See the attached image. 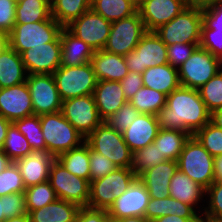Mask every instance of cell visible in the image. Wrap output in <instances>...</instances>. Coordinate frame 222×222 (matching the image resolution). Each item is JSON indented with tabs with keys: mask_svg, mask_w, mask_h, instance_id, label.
<instances>
[{
	"mask_svg": "<svg viewBox=\"0 0 222 222\" xmlns=\"http://www.w3.org/2000/svg\"><path fill=\"white\" fill-rule=\"evenodd\" d=\"M210 121L222 129V108H219L211 113Z\"/></svg>",
	"mask_w": 222,
	"mask_h": 222,
	"instance_id": "6f0895ef",
	"label": "cell"
},
{
	"mask_svg": "<svg viewBox=\"0 0 222 222\" xmlns=\"http://www.w3.org/2000/svg\"><path fill=\"white\" fill-rule=\"evenodd\" d=\"M10 124H11L10 121H8L7 119H5L3 116L0 115V150H2L3 148V144Z\"/></svg>",
	"mask_w": 222,
	"mask_h": 222,
	"instance_id": "9f6ffc18",
	"label": "cell"
},
{
	"mask_svg": "<svg viewBox=\"0 0 222 222\" xmlns=\"http://www.w3.org/2000/svg\"><path fill=\"white\" fill-rule=\"evenodd\" d=\"M93 97L103 121L115 114L128 101L119 81H97Z\"/></svg>",
	"mask_w": 222,
	"mask_h": 222,
	"instance_id": "cb8c5ba5",
	"label": "cell"
},
{
	"mask_svg": "<svg viewBox=\"0 0 222 222\" xmlns=\"http://www.w3.org/2000/svg\"><path fill=\"white\" fill-rule=\"evenodd\" d=\"M211 113L199 91L179 86L166 98L165 107L156 114L162 129H177L193 136L210 121Z\"/></svg>",
	"mask_w": 222,
	"mask_h": 222,
	"instance_id": "6da1fadb",
	"label": "cell"
},
{
	"mask_svg": "<svg viewBox=\"0 0 222 222\" xmlns=\"http://www.w3.org/2000/svg\"><path fill=\"white\" fill-rule=\"evenodd\" d=\"M130 1L138 10V8L143 4L145 0H128Z\"/></svg>",
	"mask_w": 222,
	"mask_h": 222,
	"instance_id": "e7e4bbea",
	"label": "cell"
},
{
	"mask_svg": "<svg viewBox=\"0 0 222 222\" xmlns=\"http://www.w3.org/2000/svg\"><path fill=\"white\" fill-rule=\"evenodd\" d=\"M28 86L34 115H42L61 111L62 99L58 93L53 74L27 75Z\"/></svg>",
	"mask_w": 222,
	"mask_h": 222,
	"instance_id": "5bb4252c",
	"label": "cell"
},
{
	"mask_svg": "<svg viewBox=\"0 0 222 222\" xmlns=\"http://www.w3.org/2000/svg\"><path fill=\"white\" fill-rule=\"evenodd\" d=\"M120 84L126 99L129 101L144 86L142 74L128 71V74L120 81Z\"/></svg>",
	"mask_w": 222,
	"mask_h": 222,
	"instance_id": "816d5d0a",
	"label": "cell"
},
{
	"mask_svg": "<svg viewBox=\"0 0 222 222\" xmlns=\"http://www.w3.org/2000/svg\"><path fill=\"white\" fill-rule=\"evenodd\" d=\"M215 178L222 181V155L215 158Z\"/></svg>",
	"mask_w": 222,
	"mask_h": 222,
	"instance_id": "91938a15",
	"label": "cell"
},
{
	"mask_svg": "<svg viewBox=\"0 0 222 222\" xmlns=\"http://www.w3.org/2000/svg\"><path fill=\"white\" fill-rule=\"evenodd\" d=\"M2 150L13 162L32 152L27 139L13 123L8 127Z\"/></svg>",
	"mask_w": 222,
	"mask_h": 222,
	"instance_id": "60d3db41",
	"label": "cell"
},
{
	"mask_svg": "<svg viewBox=\"0 0 222 222\" xmlns=\"http://www.w3.org/2000/svg\"><path fill=\"white\" fill-rule=\"evenodd\" d=\"M4 221L27 213L24 193H12L4 196Z\"/></svg>",
	"mask_w": 222,
	"mask_h": 222,
	"instance_id": "f907efd6",
	"label": "cell"
},
{
	"mask_svg": "<svg viewBox=\"0 0 222 222\" xmlns=\"http://www.w3.org/2000/svg\"><path fill=\"white\" fill-rule=\"evenodd\" d=\"M177 162L178 168L204 189L216 180L215 158L194 136L185 142Z\"/></svg>",
	"mask_w": 222,
	"mask_h": 222,
	"instance_id": "3957f363",
	"label": "cell"
},
{
	"mask_svg": "<svg viewBox=\"0 0 222 222\" xmlns=\"http://www.w3.org/2000/svg\"><path fill=\"white\" fill-rule=\"evenodd\" d=\"M90 181L100 179L117 169L116 165L106 156L90 147Z\"/></svg>",
	"mask_w": 222,
	"mask_h": 222,
	"instance_id": "7dc6e473",
	"label": "cell"
},
{
	"mask_svg": "<svg viewBox=\"0 0 222 222\" xmlns=\"http://www.w3.org/2000/svg\"><path fill=\"white\" fill-rule=\"evenodd\" d=\"M85 142L96 152L110 159L117 168H131L133 152L123 139L122 133L103 121Z\"/></svg>",
	"mask_w": 222,
	"mask_h": 222,
	"instance_id": "52a82bcc",
	"label": "cell"
},
{
	"mask_svg": "<svg viewBox=\"0 0 222 222\" xmlns=\"http://www.w3.org/2000/svg\"><path fill=\"white\" fill-rule=\"evenodd\" d=\"M202 11L203 24L199 46L222 60V3L212 4Z\"/></svg>",
	"mask_w": 222,
	"mask_h": 222,
	"instance_id": "ffe728a7",
	"label": "cell"
},
{
	"mask_svg": "<svg viewBox=\"0 0 222 222\" xmlns=\"http://www.w3.org/2000/svg\"><path fill=\"white\" fill-rule=\"evenodd\" d=\"M27 75L21 55L5 43L0 49V89L26 82Z\"/></svg>",
	"mask_w": 222,
	"mask_h": 222,
	"instance_id": "83f0119b",
	"label": "cell"
},
{
	"mask_svg": "<svg viewBox=\"0 0 222 222\" xmlns=\"http://www.w3.org/2000/svg\"><path fill=\"white\" fill-rule=\"evenodd\" d=\"M56 159L68 172L90 182V146L86 142L77 148L61 153Z\"/></svg>",
	"mask_w": 222,
	"mask_h": 222,
	"instance_id": "1f68e13d",
	"label": "cell"
},
{
	"mask_svg": "<svg viewBox=\"0 0 222 222\" xmlns=\"http://www.w3.org/2000/svg\"><path fill=\"white\" fill-rule=\"evenodd\" d=\"M13 124L25 136L32 150H47L39 115L24 117L14 121Z\"/></svg>",
	"mask_w": 222,
	"mask_h": 222,
	"instance_id": "74e56055",
	"label": "cell"
},
{
	"mask_svg": "<svg viewBox=\"0 0 222 222\" xmlns=\"http://www.w3.org/2000/svg\"><path fill=\"white\" fill-rule=\"evenodd\" d=\"M91 64L97 81H121L128 74L124 56L108 52L104 49L95 51Z\"/></svg>",
	"mask_w": 222,
	"mask_h": 222,
	"instance_id": "4316f807",
	"label": "cell"
},
{
	"mask_svg": "<svg viewBox=\"0 0 222 222\" xmlns=\"http://www.w3.org/2000/svg\"><path fill=\"white\" fill-rule=\"evenodd\" d=\"M202 24V8L188 6L154 32L166 46L175 43H200Z\"/></svg>",
	"mask_w": 222,
	"mask_h": 222,
	"instance_id": "277c9868",
	"label": "cell"
},
{
	"mask_svg": "<svg viewBox=\"0 0 222 222\" xmlns=\"http://www.w3.org/2000/svg\"><path fill=\"white\" fill-rule=\"evenodd\" d=\"M169 191L170 197L190 205L200 216H202L205 207H202L200 202L206 203L204 200V197H206V189L191 180L179 168L171 178ZM199 206H201L202 209H200Z\"/></svg>",
	"mask_w": 222,
	"mask_h": 222,
	"instance_id": "d4e9b609",
	"label": "cell"
},
{
	"mask_svg": "<svg viewBox=\"0 0 222 222\" xmlns=\"http://www.w3.org/2000/svg\"><path fill=\"white\" fill-rule=\"evenodd\" d=\"M186 2L190 7H199L203 9L212 4L222 3V0H186Z\"/></svg>",
	"mask_w": 222,
	"mask_h": 222,
	"instance_id": "11a10c76",
	"label": "cell"
},
{
	"mask_svg": "<svg viewBox=\"0 0 222 222\" xmlns=\"http://www.w3.org/2000/svg\"><path fill=\"white\" fill-rule=\"evenodd\" d=\"M166 98L165 94L143 86L129 102L139 113L156 115L165 107Z\"/></svg>",
	"mask_w": 222,
	"mask_h": 222,
	"instance_id": "d590c367",
	"label": "cell"
},
{
	"mask_svg": "<svg viewBox=\"0 0 222 222\" xmlns=\"http://www.w3.org/2000/svg\"><path fill=\"white\" fill-rule=\"evenodd\" d=\"M21 57L28 75L53 74L61 66L60 35L53 42L24 51Z\"/></svg>",
	"mask_w": 222,
	"mask_h": 222,
	"instance_id": "2e32d148",
	"label": "cell"
},
{
	"mask_svg": "<svg viewBox=\"0 0 222 222\" xmlns=\"http://www.w3.org/2000/svg\"><path fill=\"white\" fill-rule=\"evenodd\" d=\"M150 195L144 183L137 177L131 186L107 210L111 219L144 216Z\"/></svg>",
	"mask_w": 222,
	"mask_h": 222,
	"instance_id": "e0dca14e",
	"label": "cell"
},
{
	"mask_svg": "<svg viewBox=\"0 0 222 222\" xmlns=\"http://www.w3.org/2000/svg\"><path fill=\"white\" fill-rule=\"evenodd\" d=\"M147 33L138 11L126 18L113 21L104 50L125 56L135 49L141 38Z\"/></svg>",
	"mask_w": 222,
	"mask_h": 222,
	"instance_id": "8fae6325",
	"label": "cell"
},
{
	"mask_svg": "<svg viewBox=\"0 0 222 222\" xmlns=\"http://www.w3.org/2000/svg\"><path fill=\"white\" fill-rule=\"evenodd\" d=\"M51 16L67 27L91 8V0H51Z\"/></svg>",
	"mask_w": 222,
	"mask_h": 222,
	"instance_id": "836d02e7",
	"label": "cell"
},
{
	"mask_svg": "<svg viewBox=\"0 0 222 222\" xmlns=\"http://www.w3.org/2000/svg\"><path fill=\"white\" fill-rule=\"evenodd\" d=\"M60 40L62 66H80L91 62L94 49L75 36L67 27L61 30Z\"/></svg>",
	"mask_w": 222,
	"mask_h": 222,
	"instance_id": "484cf974",
	"label": "cell"
},
{
	"mask_svg": "<svg viewBox=\"0 0 222 222\" xmlns=\"http://www.w3.org/2000/svg\"><path fill=\"white\" fill-rule=\"evenodd\" d=\"M196 220L197 219H187V218L179 217L178 215H166V216L154 219L151 222H195Z\"/></svg>",
	"mask_w": 222,
	"mask_h": 222,
	"instance_id": "db71d44e",
	"label": "cell"
},
{
	"mask_svg": "<svg viewBox=\"0 0 222 222\" xmlns=\"http://www.w3.org/2000/svg\"><path fill=\"white\" fill-rule=\"evenodd\" d=\"M111 24L112 22L90 8L67 28L93 48L94 51H98L102 50L107 42Z\"/></svg>",
	"mask_w": 222,
	"mask_h": 222,
	"instance_id": "9a60e30c",
	"label": "cell"
},
{
	"mask_svg": "<svg viewBox=\"0 0 222 222\" xmlns=\"http://www.w3.org/2000/svg\"><path fill=\"white\" fill-rule=\"evenodd\" d=\"M12 160L0 150V173H2L9 165L12 164Z\"/></svg>",
	"mask_w": 222,
	"mask_h": 222,
	"instance_id": "680465c9",
	"label": "cell"
},
{
	"mask_svg": "<svg viewBox=\"0 0 222 222\" xmlns=\"http://www.w3.org/2000/svg\"><path fill=\"white\" fill-rule=\"evenodd\" d=\"M109 218L105 209L80 207L74 222H106Z\"/></svg>",
	"mask_w": 222,
	"mask_h": 222,
	"instance_id": "f5cc1de1",
	"label": "cell"
},
{
	"mask_svg": "<svg viewBox=\"0 0 222 222\" xmlns=\"http://www.w3.org/2000/svg\"><path fill=\"white\" fill-rule=\"evenodd\" d=\"M207 222H222V220H213V219L207 218Z\"/></svg>",
	"mask_w": 222,
	"mask_h": 222,
	"instance_id": "a7ac6f4b",
	"label": "cell"
},
{
	"mask_svg": "<svg viewBox=\"0 0 222 222\" xmlns=\"http://www.w3.org/2000/svg\"><path fill=\"white\" fill-rule=\"evenodd\" d=\"M188 7L186 0H145L138 13L147 32H154Z\"/></svg>",
	"mask_w": 222,
	"mask_h": 222,
	"instance_id": "d6986e66",
	"label": "cell"
},
{
	"mask_svg": "<svg viewBox=\"0 0 222 222\" xmlns=\"http://www.w3.org/2000/svg\"><path fill=\"white\" fill-rule=\"evenodd\" d=\"M6 43V37L0 33V49Z\"/></svg>",
	"mask_w": 222,
	"mask_h": 222,
	"instance_id": "03108f58",
	"label": "cell"
},
{
	"mask_svg": "<svg viewBox=\"0 0 222 222\" xmlns=\"http://www.w3.org/2000/svg\"><path fill=\"white\" fill-rule=\"evenodd\" d=\"M4 213H5L4 196H2L0 197V222H4Z\"/></svg>",
	"mask_w": 222,
	"mask_h": 222,
	"instance_id": "be15d7a7",
	"label": "cell"
},
{
	"mask_svg": "<svg viewBox=\"0 0 222 222\" xmlns=\"http://www.w3.org/2000/svg\"><path fill=\"white\" fill-rule=\"evenodd\" d=\"M206 206L202 216L213 220H222V181L215 180L206 189Z\"/></svg>",
	"mask_w": 222,
	"mask_h": 222,
	"instance_id": "f6af8a7d",
	"label": "cell"
},
{
	"mask_svg": "<svg viewBox=\"0 0 222 222\" xmlns=\"http://www.w3.org/2000/svg\"><path fill=\"white\" fill-rule=\"evenodd\" d=\"M195 222H207V218L201 216Z\"/></svg>",
	"mask_w": 222,
	"mask_h": 222,
	"instance_id": "003e7915",
	"label": "cell"
},
{
	"mask_svg": "<svg viewBox=\"0 0 222 222\" xmlns=\"http://www.w3.org/2000/svg\"><path fill=\"white\" fill-rule=\"evenodd\" d=\"M166 215H178L179 217L187 219H198L201 217L190 205L170 196L164 199L150 198L145 217L149 221H153Z\"/></svg>",
	"mask_w": 222,
	"mask_h": 222,
	"instance_id": "4dcf8cb0",
	"label": "cell"
},
{
	"mask_svg": "<svg viewBox=\"0 0 222 222\" xmlns=\"http://www.w3.org/2000/svg\"><path fill=\"white\" fill-rule=\"evenodd\" d=\"M62 29L63 27L52 16L40 22L15 24L6 36V43L21 55L32 47L53 42Z\"/></svg>",
	"mask_w": 222,
	"mask_h": 222,
	"instance_id": "5b68a950",
	"label": "cell"
},
{
	"mask_svg": "<svg viewBox=\"0 0 222 222\" xmlns=\"http://www.w3.org/2000/svg\"><path fill=\"white\" fill-rule=\"evenodd\" d=\"M214 157L222 155V129L211 121L193 135Z\"/></svg>",
	"mask_w": 222,
	"mask_h": 222,
	"instance_id": "b9f144b4",
	"label": "cell"
},
{
	"mask_svg": "<svg viewBox=\"0 0 222 222\" xmlns=\"http://www.w3.org/2000/svg\"><path fill=\"white\" fill-rule=\"evenodd\" d=\"M24 195L27 211L42 208L57 199L55 191L49 181L27 187Z\"/></svg>",
	"mask_w": 222,
	"mask_h": 222,
	"instance_id": "f35d334b",
	"label": "cell"
},
{
	"mask_svg": "<svg viewBox=\"0 0 222 222\" xmlns=\"http://www.w3.org/2000/svg\"><path fill=\"white\" fill-rule=\"evenodd\" d=\"M177 169V161L166 160L146 170L138 178L144 183L150 198L164 199L170 196V181Z\"/></svg>",
	"mask_w": 222,
	"mask_h": 222,
	"instance_id": "7402d4cb",
	"label": "cell"
},
{
	"mask_svg": "<svg viewBox=\"0 0 222 222\" xmlns=\"http://www.w3.org/2000/svg\"><path fill=\"white\" fill-rule=\"evenodd\" d=\"M79 209L77 204L57 198L47 206L27 213L30 222H74Z\"/></svg>",
	"mask_w": 222,
	"mask_h": 222,
	"instance_id": "f546056e",
	"label": "cell"
},
{
	"mask_svg": "<svg viewBox=\"0 0 222 222\" xmlns=\"http://www.w3.org/2000/svg\"><path fill=\"white\" fill-rule=\"evenodd\" d=\"M200 43H175L167 46L168 64L178 69Z\"/></svg>",
	"mask_w": 222,
	"mask_h": 222,
	"instance_id": "c3c4849f",
	"label": "cell"
},
{
	"mask_svg": "<svg viewBox=\"0 0 222 222\" xmlns=\"http://www.w3.org/2000/svg\"><path fill=\"white\" fill-rule=\"evenodd\" d=\"M62 101L93 95L97 78L91 62L80 66H60L53 73Z\"/></svg>",
	"mask_w": 222,
	"mask_h": 222,
	"instance_id": "ba28073f",
	"label": "cell"
},
{
	"mask_svg": "<svg viewBox=\"0 0 222 222\" xmlns=\"http://www.w3.org/2000/svg\"><path fill=\"white\" fill-rule=\"evenodd\" d=\"M40 122L47 151L55 158L85 142L61 111L40 115Z\"/></svg>",
	"mask_w": 222,
	"mask_h": 222,
	"instance_id": "7a4b0ae2",
	"label": "cell"
},
{
	"mask_svg": "<svg viewBox=\"0 0 222 222\" xmlns=\"http://www.w3.org/2000/svg\"><path fill=\"white\" fill-rule=\"evenodd\" d=\"M48 181L58 199L79 207L88 206L90 182L68 172L56 158L51 164Z\"/></svg>",
	"mask_w": 222,
	"mask_h": 222,
	"instance_id": "30bf717a",
	"label": "cell"
},
{
	"mask_svg": "<svg viewBox=\"0 0 222 222\" xmlns=\"http://www.w3.org/2000/svg\"><path fill=\"white\" fill-rule=\"evenodd\" d=\"M160 126L156 115L140 113L131 125L122 132L129 149L134 152L153 143Z\"/></svg>",
	"mask_w": 222,
	"mask_h": 222,
	"instance_id": "603a6c76",
	"label": "cell"
},
{
	"mask_svg": "<svg viewBox=\"0 0 222 222\" xmlns=\"http://www.w3.org/2000/svg\"><path fill=\"white\" fill-rule=\"evenodd\" d=\"M190 136L188 132L182 130L160 128L153 143L166 160L177 161Z\"/></svg>",
	"mask_w": 222,
	"mask_h": 222,
	"instance_id": "d6a6232c",
	"label": "cell"
},
{
	"mask_svg": "<svg viewBox=\"0 0 222 222\" xmlns=\"http://www.w3.org/2000/svg\"><path fill=\"white\" fill-rule=\"evenodd\" d=\"M91 8L110 22L137 12L136 7L128 0H91Z\"/></svg>",
	"mask_w": 222,
	"mask_h": 222,
	"instance_id": "8d00e7d4",
	"label": "cell"
},
{
	"mask_svg": "<svg viewBox=\"0 0 222 222\" xmlns=\"http://www.w3.org/2000/svg\"><path fill=\"white\" fill-rule=\"evenodd\" d=\"M25 189L20 170L16 163L12 162L0 173V197L12 193H24Z\"/></svg>",
	"mask_w": 222,
	"mask_h": 222,
	"instance_id": "ee69618b",
	"label": "cell"
},
{
	"mask_svg": "<svg viewBox=\"0 0 222 222\" xmlns=\"http://www.w3.org/2000/svg\"><path fill=\"white\" fill-rule=\"evenodd\" d=\"M51 0H18L15 24L34 23L51 17Z\"/></svg>",
	"mask_w": 222,
	"mask_h": 222,
	"instance_id": "e575fe53",
	"label": "cell"
},
{
	"mask_svg": "<svg viewBox=\"0 0 222 222\" xmlns=\"http://www.w3.org/2000/svg\"><path fill=\"white\" fill-rule=\"evenodd\" d=\"M222 69V60L198 46L178 68L180 86L198 90Z\"/></svg>",
	"mask_w": 222,
	"mask_h": 222,
	"instance_id": "9c48e42d",
	"label": "cell"
},
{
	"mask_svg": "<svg viewBox=\"0 0 222 222\" xmlns=\"http://www.w3.org/2000/svg\"><path fill=\"white\" fill-rule=\"evenodd\" d=\"M16 4L15 0H0V33L5 37L15 25Z\"/></svg>",
	"mask_w": 222,
	"mask_h": 222,
	"instance_id": "681fc988",
	"label": "cell"
},
{
	"mask_svg": "<svg viewBox=\"0 0 222 222\" xmlns=\"http://www.w3.org/2000/svg\"><path fill=\"white\" fill-rule=\"evenodd\" d=\"M163 161H166L165 157L160 154L156 145L151 143L133 152L131 169L139 177L143 172L157 166Z\"/></svg>",
	"mask_w": 222,
	"mask_h": 222,
	"instance_id": "ab89813d",
	"label": "cell"
},
{
	"mask_svg": "<svg viewBox=\"0 0 222 222\" xmlns=\"http://www.w3.org/2000/svg\"><path fill=\"white\" fill-rule=\"evenodd\" d=\"M114 220H116V222H151L144 216L124 217Z\"/></svg>",
	"mask_w": 222,
	"mask_h": 222,
	"instance_id": "94428289",
	"label": "cell"
},
{
	"mask_svg": "<svg viewBox=\"0 0 222 222\" xmlns=\"http://www.w3.org/2000/svg\"><path fill=\"white\" fill-rule=\"evenodd\" d=\"M4 222H30V219L28 213H26L19 217L6 219Z\"/></svg>",
	"mask_w": 222,
	"mask_h": 222,
	"instance_id": "6125c7cd",
	"label": "cell"
},
{
	"mask_svg": "<svg viewBox=\"0 0 222 222\" xmlns=\"http://www.w3.org/2000/svg\"><path fill=\"white\" fill-rule=\"evenodd\" d=\"M198 91L210 113L222 108V69Z\"/></svg>",
	"mask_w": 222,
	"mask_h": 222,
	"instance_id": "7bdbcfd3",
	"label": "cell"
},
{
	"mask_svg": "<svg viewBox=\"0 0 222 222\" xmlns=\"http://www.w3.org/2000/svg\"><path fill=\"white\" fill-rule=\"evenodd\" d=\"M61 113L85 139L103 122L93 95L62 101Z\"/></svg>",
	"mask_w": 222,
	"mask_h": 222,
	"instance_id": "4fadbf2b",
	"label": "cell"
},
{
	"mask_svg": "<svg viewBox=\"0 0 222 222\" xmlns=\"http://www.w3.org/2000/svg\"><path fill=\"white\" fill-rule=\"evenodd\" d=\"M0 115L11 123L34 115L33 104L26 82L0 89Z\"/></svg>",
	"mask_w": 222,
	"mask_h": 222,
	"instance_id": "ac0fdd59",
	"label": "cell"
},
{
	"mask_svg": "<svg viewBox=\"0 0 222 222\" xmlns=\"http://www.w3.org/2000/svg\"><path fill=\"white\" fill-rule=\"evenodd\" d=\"M144 87L154 89L168 96L180 86L178 69L170 64L147 68L143 73Z\"/></svg>",
	"mask_w": 222,
	"mask_h": 222,
	"instance_id": "f1b7e54d",
	"label": "cell"
},
{
	"mask_svg": "<svg viewBox=\"0 0 222 222\" xmlns=\"http://www.w3.org/2000/svg\"><path fill=\"white\" fill-rule=\"evenodd\" d=\"M55 157L47 150H32L30 154L15 161L25 187L48 181L50 167Z\"/></svg>",
	"mask_w": 222,
	"mask_h": 222,
	"instance_id": "44dd1931",
	"label": "cell"
},
{
	"mask_svg": "<svg viewBox=\"0 0 222 222\" xmlns=\"http://www.w3.org/2000/svg\"><path fill=\"white\" fill-rule=\"evenodd\" d=\"M124 61L128 71L142 74L149 67L168 64L167 46L155 32H147Z\"/></svg>",
	"mask_w": 222,
	"mask_h": 222,
	"instance_id": "7c38bea8",
	"label": "cell"
},
{
	"mask_svg": "<svg viewBox=\"0 0 222 222\" xmlns=\"http://www.w3.org/2000/svg\"><path fill=\"white\" fill-rule=\"evenodd\" d=\"M136 178L131 168H117L100 179L90 181L87 207L108 210L115 199L125 193Z\"/></svg>",
	"mask_w": 222,
	"mask_h": 222,
	"instance_id": "8992f818",
	"label": "cell"
},
{
	"mask_svg": "<svg viewBox=\"0 0 222 222\" xmlns=\"http://www.w3.org/2000/svg\"><path fill=\"white\" fill-rule=\"evenodd\" d=\"M139 114L140 113L136 110V108L127 101L115 114H112L109 118H107L105 122L111 128L122 133L131 125Z\"/></svg>",
	"mask_w": 222,
	"mask_h": 222,
	"instance_id": "bcb514c9",
	"label": "cell"
},
{
	"mask_svg": "<svg viewBox=\"0 0 222 222\" xmlns=\"http://www.w3.org/2000/svg\"><path fill=\"white\" fill-rule=\"evenodd\" d=\"M106 222H116V220L111 219V218H108V219L106 220Z\"/></svg>",
	"mask_w": 222,
	"mask_h": 222,
	"instance_id": "89a4df30",
	"label": "cell"
}]
</instances>
